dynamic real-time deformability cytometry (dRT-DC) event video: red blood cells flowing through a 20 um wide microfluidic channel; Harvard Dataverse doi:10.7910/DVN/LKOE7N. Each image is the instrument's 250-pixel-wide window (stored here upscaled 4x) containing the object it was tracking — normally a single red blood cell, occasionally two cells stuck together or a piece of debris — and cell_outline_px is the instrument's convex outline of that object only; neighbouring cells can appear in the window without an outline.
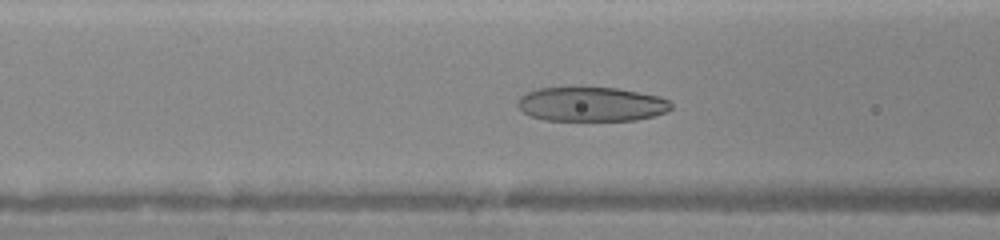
{"species": "human", "species_latin": "Homo sapiens", "temperature_condition": "warm", "stored_images_in_passage": 32, "camera_frame_rate_fps": 3000, "um_per_image_px": 0.085, "donor": {"sex": "female"}, "frame": {"image": 1, "passage_image": 28, "time_ms": 6.0, "image_size_px": [1000, 240], "cell_outline_px": [[672, 108], [664, 112], [652, 116], [636, 120], [544, 120], [528, 116], [516, 104], [520, 96], [528, 92], [540, 88], [616, 88], [660, 96], [668, 100], [672, 104]], "centroid_in_image_um": [50.25, 8.86], "position_along_channel_um": 116.4, "area_um2": 30.52}}
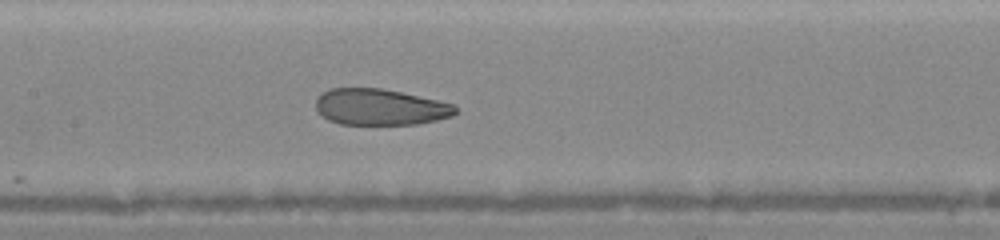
{"frame": {"image": 2, "passage_image": 32, "time_ms": 7.333, "image_size_px": [1000, 240], "cell_outline_px": [[456, 112], [452, 116], [436, 120], [416, 124], [340, 124], [328, 120], [316, 112], [316, 96], [328, 88], [380, 88], [400, 92], [456, 104]], "centroid_in_image_um": [32.26, 9.09], "position_along_channel_um": 175.1, "area_um2": 29.59}}